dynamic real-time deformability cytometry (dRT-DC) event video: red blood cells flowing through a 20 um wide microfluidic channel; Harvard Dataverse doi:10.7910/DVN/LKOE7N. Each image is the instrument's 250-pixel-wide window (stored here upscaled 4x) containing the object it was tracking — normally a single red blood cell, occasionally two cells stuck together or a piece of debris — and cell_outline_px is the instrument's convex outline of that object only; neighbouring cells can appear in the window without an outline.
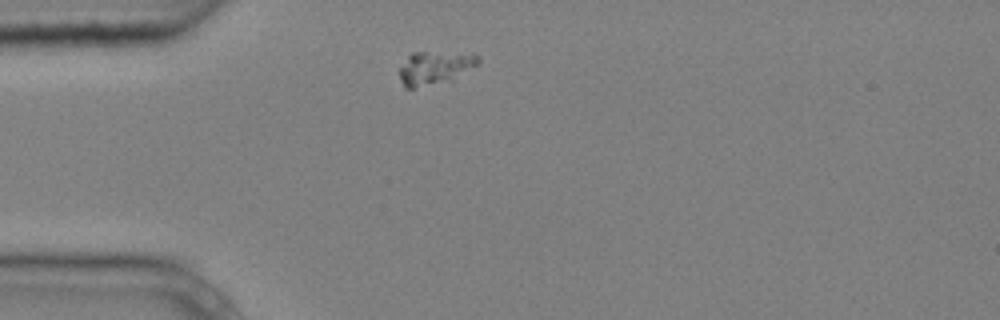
{"species": "common noctule bat (a hibernating species)", "species_latin": "Nyctalus noctula", "temperature_condition": "cold", "stored_images_in_passage": 2, "camera_frame_rate_fps": 3000, "um_per_image_px": 0.085, "animal": {"sex": "male", "body_mass_g": 20.4}, "frame": {"image": 1, "passage_image": 1, "time_ms": 0.0, "image_size_px": [1000, 320], "cell_outline_px": [[480, 64], [448, 76], [412, 88], [404, 88], [400, 80], [400, 68], [408, 56], [412, 52], [424, 52], [480, 56]], "centroid_in_image_um": [36.83, 5.71], "position_along_channel_um": 48.2, "area_um2": 13.53}}